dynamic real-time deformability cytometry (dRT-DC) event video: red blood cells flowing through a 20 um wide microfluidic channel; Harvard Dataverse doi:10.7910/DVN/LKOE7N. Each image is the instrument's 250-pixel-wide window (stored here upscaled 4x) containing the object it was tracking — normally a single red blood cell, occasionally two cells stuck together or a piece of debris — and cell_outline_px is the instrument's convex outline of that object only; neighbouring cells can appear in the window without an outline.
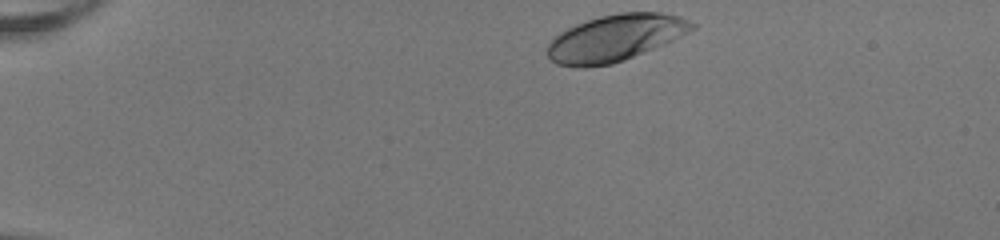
{"species": "human", "species_latin": "Homo sapiens", "temperature_condition": "room temperature", "stored_images_in_passage": 42, "camera_frame_rate_fps": 3000, "um_per_image_px": 0.085, "donor": {"sex": "female"}, "frame": {"image": 1, "passage_image": 1, "time_ms": 0.0, "image_size_px": [1000, 240], "cell_outline_px": [[696, 28], [664, 44], [624, 60], [612, 64], [584, 68], [576, 68], [556, 64], [544, 52], [548, 44], [560, 32], [576, 24], [600, 16], [620, 12], [660, 12], [680, 16], [696, 24]], "centroid_in_image_um": [52.27, 3.24], "position_along_channel_um": 32.7, "area_um2": 39.36}}
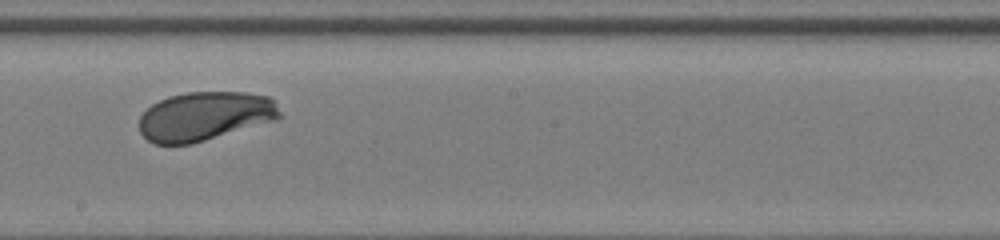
{"frame": {"image": 2, "passage_image": 22, "time_ms": 7.0, "image_size_px": [1000, 240], "cell_outline_px": [[280, 116], [276, 120], [192, 144], [152, 144], [140, 132], [140, 116], [152, 104], [168, 96], [188, 92], [244, 92], [268, 96], [272, 100], [280, 112]], "centroid_in_image_um": [17.39, 9.88], "position_along_channel_um": 230.8, "area_um2": 39.94}}
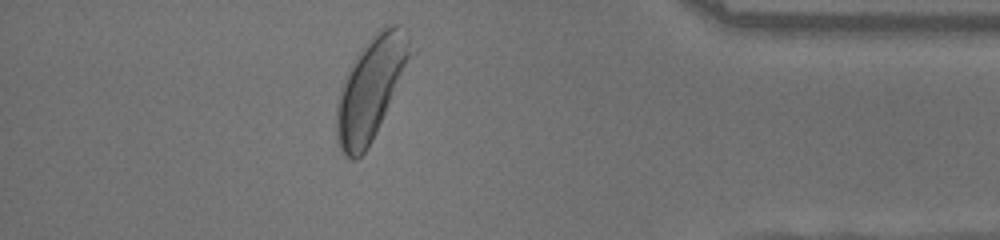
{"frame": {"image": 3, "passage_image": 37, "time_ms": 12.0, "image_size_px": [1000, 240], "cell_outline_px": [[416, 52], [372, 140], [364, 152], [356, 160], [352, 160], [344, 156], [340, 152], [336, 144], [336, 104], [340, 88], [344, 76], [348, 68], [356, 56], [368, 40], [384, 24], [400, 24], [408, 28]], "centroid_in_image_um": [31.56, 7.45], "position_along_channel_um": 403.6, "area_um2": 45.2}, "authors_computed_cell_mechanics": {"area_um2": 40.4022, "velocity_mm_per_s": 3.9896, "shape_relaxation_time_tau1_ms": 2.2325, "shape_relaxation_time_tau2_ms": null, "deformation_change_tau1": 0.1392, "deformation_change_tau2": null}}